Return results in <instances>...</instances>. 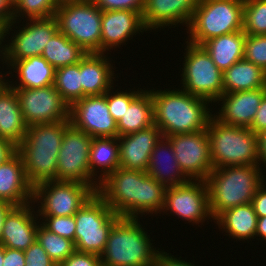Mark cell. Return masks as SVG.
<instances>
[{
	"instance_id": "obj_1",
	"label": "cell",
	"mask_w": 266,
	"mask_h": 266,
	"mask_svg": "<svg viewBox=\"0 0 266 266\" xmlns=\"http://www.w3.org/2000/svg\"><path fill=\"white\" fill-rule=\"evenodd\" d=\"M165 191L166 188L146 172L118 167L99 184L96 193L116 215L140 218L149 213L150 216L161 214Z\"/></svg>"
},
{
	"instance_id": "obj_2",
	"label": "cell",
	"mask_w": 266,
	"mask_h": 266,
	"mask_svg": "<svg viewBox=\"0 0 266 266\" xmlns=\"http://www.w3.org/2000/svg\"><path fill=\"white\" fill-rule=\"evenodd\" d=\"M169 89H150L154 123L160 128L162 135L167 137L207 129L214 112L210 109L212 103L180 88Z\"/></svg>"
},
{
	"instance_id": "obj_3",
	"label": "cell",
	"mask_w": 266,
	"mask_h": 266,
	"mask_svg": "<svg viewBox=\"0 0 266 266\" xmlns=\"http://www.w3.org/2000/svg\"><path fill=\"white\" fill-rule=\"evenodd\" d=\"M259 165H237L216 168L206 181L209 209L214 221L225 210L252 203L266 176Z\"/></svg>"
},
{
	"instance_id": "obj_4",
	"label": "cell",
	"mask_w": 266,
	"mask_h": 266,
	"mask_svg": "<svg viewBox=\"0 0 266 266\" xmlns=\"http://www.w3.org/2000/svg\"><path fill=\"white\" fill-rule=\"evenodd\" d=\"M139 220L120 217L114 223L100 256L102 266H153L160 248L152 245L155 240Z\"/></svg>"
},
{
	"instance_id": "obj_5",
	"label": "cell",
	"mask_w": 266,
	"mask_h": 266,
	"mask_svg": "<svg viewBox=\"0 0 266 266\" xmlns=\"http://www.w3.org/2000/svg\"><path fill=\"white\" fill-rule=\"evenodd\" d=\"M207 134L214 169L226 166L258 165L259 139L249 127L225 124L212 116Z\"/></svg>"
},
{
	"instance_id": "obj_6",
	"label": "cell",
	"mask_w": 266,
	"mask_h": 266,
	"mask_svg": "<svg viewBox=\"0 0 266 266\" xmlns=\"http://www.w3.org/2000/svg\"><path fill=\"white\" fill-rule=\"evenodd\" d=\"M244 0H199L187 31L188 42L202 45L224 34L243 30Z\"/></svg>"
},
{
	"instance_id": "obj_7",
	"label": "cell",
	"mask_w": 266,
	"mask_h": 266,
	"mask_svg": "<svg viewBox=\"0 0 266 266\" xmlns=\"http://www.w3.org/2000/svg\"><path fill=\"white\" fill-rule=\"evenodd\" d=\"M58 30L87 53H100L102 10L92 0L60 3Z\"/></svg>"
},
{
	"instance_id": "obj_8",
	"label": "cell",
	"mask_w": 266,
	"mask_h": 266,
	"mask_svg": "<svg viewBox=\"0 0 266 266\" xmlns=\"http://www.w3.org/2000/svg\"><path fill=\"white\" fill-rule=\"evenodd\" d=\"M75 250L101 256L108 234L120 218L108 204L95 193L75 214Z\"/></svg>"
},
{
	"instance_id": "obj_9",
	"label": "cell",
	"mask_w": 266,
	"mask_h": 266,
	"mask_svg": "<svg viewBox=\"0 0 266 266\" xmlns=\"http://www.w3.org/2000/svg\"><path fill=\"white\" fill-rule=\"evenodd\" d=\"M185 44V59L182 62L183 67L180 68V88L191 95L209 100L216 106V100L224 93L223 72L215 65L202 45L188 41Z\"/></svg>"
},
{
	"instance_id": "obj_10",
	"label": "cell",
	"mask_w": 266,
	"mask_h": 266,
	"mask_svg": "<svg viewBox=\"0 0 266 266\" xmlns=\"http://www.w3.org/2000/svg\"><path fill=\"white\" fill-rule=\"evenodd\" d=\"M25 25L17 26L18 21L11 22L4 29V40L11 35L10 40H5L3 46V63L8 69L15 61L27 59L33 56H41L45 45L58 31V23L55 16L48 18H36L23 20ZM16 24V25H15ZM16 26V27H15ZM13 27L18 30H13ZM14 31V33H10ZM16 33V34H15ZM9 36H8V35Z\"/></svg>"
},
{
	"instance_id": "obj_11",
	"label": "cell",
	"mask_w": 266,
	"mask_h": 266,
	"mask_svg": "<svg viewBox=\"0 0 266 266\" xmlns=\"http://www.w3.org/2000/svg\"><path fill=\"white\" fill-rule=\"evenodd\" d=\"M95 193L84 183L48 180L34 186L33 203L38 216H72Z\"/></svg>"
},
{
	"instance_id": "obj_12",
	"label": "cell",
	"mask_w": 266,
	"mask_h": 266,
	"mask_svg": "<svg viewBox=\"0 0 266 266\" xmlns=\"http://www.w3.org/2000/svg\"><path fill=\"white\" fill-rule=\"evenodd\" d=\"M92 137L75 128L70 122L66 125L57 159V180L79 182L90 185L96 192L99 183L90 174L89 152Z\"/></svg>"
},
{
	"instance_id": "obj_13",
	"label": "cell",
	"mask_w": 266,
	"mask_h": 266,
	"mask_svg": "<svg viewBox=\"0 0 266 266\" xmlns=\"http://www.w3.org/2000/svg\"><path fill=\"white\" fill-rule=\"evenodd\" d=\"M162 212L177 215L178 219L188 221L192 226L194 223L203 225L209 219L212 221L206 181L190 180L185 184L166 188L161 214Z\"/></svg>"
},
{
	"instance_id": "obj_14",
	"label": "cell",
	"mask_w": 266,
	"mask_h": 266,
	"mask_svg": "<svg viewBox=\"0 0 266 266\" xmlns=\"http://www.w3.org/2000/svg\"><path fill=\"white\" fill-rule=\"evenodd\" d=\"M14 89L27 126L69 120L70 107L53 85Z\"/></svg>"
},
{
	"instance_id": "obj_15",
	"label": "cell",
	"mask_w": 266,
	"mask_h": 266,
	"mask_svg": "<svg viewBox=\"0 0 266 266\" xmlns=\"http://www.w3.org/2000/svg\"><path fill=\"white\" fill-rule=\"evenodd\" d=\"M176 160L190 180H206L214 169L207 129L195 133L167 136Z\"/></svg>"
},
{
	"instance_id": "obj_16",
	"label": "cell",
	"mask_w": 266,
	"mask_h": 266,
	"mask_svg": "<svg viewBox=\"0 0 266 266\" xmlns=\"http://www.w3.org/2000/svg\"><path fill=\"white\" fill-rule=\"evenodd\" d=\"M69 121L92 138L118 137L117 122L108 110L105 94L74 102L69 108Z\"/></svg>"
},
{
	"instance_id": "obj_17",
	"label": "cell",
	"mask_w": 266,
	"mask_h": 266,
	"mask_svg": "<svg viewBox=\"0 0 266 266\" xmlns=\"http://www.w3.org/2000/svg\"><path fill=\"white\" fill-rule=\"evenodd\" d=\"M144 31L146 33L147 30L143 24L142 12L102 11L100 53L109 54L108 51L120 48L124 43L127 45L128 40Z\"/></svg>"
},
{
	"instance_id": "obj_18",
	"label": "cell",
	"mask_w": 266,
	"mask_h": 266,
	"mask_svg": "<svg viewBox=\"0 0 266 266\" xmlns=\"http://www.w3.org/2000/svg\"><path fill=\"white\" fill-rule=\"evenodd\" d=\"M35 207L31 202L14 206L7 213L0 236V243L4 247L24 251L36 241L37 228L41 222L34 211Z\"/></svg>"
},
{
	"instance_id": "obj_19",
	"label": "cell",
	"mask_w": 266,
	"mask_h": 266,
	"mask_svg": "<svg viewBox=\"0 0 266 266\" xmlns=\"http://www.w3.org/2000/svg\"><path fill=\"white\" fill-rule=\"evenodd\" d=\"M199 0H144L143 24L147 32L190 24ZM163 27V28H162Z\"/></svg>"
},
{
	"instance_id": "obj_20",
	"label": "cell",
	"mask_w": 266,
	"mask_h": 266,
	"mask_svg": "<svg viewBox=\"0 0 266 266\" xmlns=\"http://www.w3.org/2000/svg\"><path fill=\"white\" fill-rule=\"evenodd\" d=\"M162 136L160 128L155 124L137 132L118 136L120 167L146 172L151 152Z\"/></svg>"
},
{
	"instance_id": "obj_21",
	"label": "cell",
	"mask_w": 266,
	"mask_h": 266,
	"mask_svg": "<svg viewBox=\"0 0 266 266\" xmlns=\"http://www.w3.org/2000/svg\"><path fill=\"white\" fill-rule=\"evenodd\" d=\"M265 94L266 88L223 93L216 100L217 103L222 101L218 104L221 105L219 112L213 116L225 124L250 127Z\"/></svg>"
},
{
	"instance_id": "obj_22",
	"label": "cell",
	"mask_w": 266,
	"mask_h": 266,
	"mask_svg": "<svg viewBox=\"0 0 266 266\" xmlns=\"http://www.w3.org/2000/svg\"><path fill=\"white\" fill-rule=\"evenodd\" d=\"M33 185L28 181L21 156L16 152L0 164V200L13 206L33 202Z\"/></svg>"
},
{
	"instance_id": "obj_23",
	"label": "cell",
	"mask_w": 266,
	"mask_h": 266,
	"mask_svg": "<svg viewBox=\"0 0 266 266\" xmlns=\"http://www.w3.org/2000/svg\"><path fill=\"white\" fill-rule=\"evenodd\" d=\"M107 56L103 53H87L81 59L82 98L103 95L115 86V67L112 66L113 60Z\"/></svg>"
},
{
	"instance_id": "obj_24",
	"label": "cell",
	"mask_w": 266,
	"mask_h": 266,
	"mask_svg": "<svg viewBox=\"0 0 266 266\" xmlns=\"http://www.w3.org/2000/svg\"><path fill=\"white\" fill-rule=\"evenodd\" d=\"M146 173L165 188L182 185L190 179L181 170L170 141L162 136L151 152Z\"/></svg>"
},
{
	"instance_id": "obj_25",
	"label": "cell",
	"mask_w": 266,
	"mask_h": 266,
	"mask_svg": "<svg viewBox=\"0 0 266 266\" xmlns=\"http://www.w3.org/2000/svg\"><path fill=\"white\" fill-rule=\"evenodd\" d=\"M8 69V75L16 73L14 82L8 80L12 88H42L54 83L55 68L42 56L15 61Z\"/></svg>"
},
{
	"instance_id": "obj_26",
	"label": "cell",
	"mask_w": 266,
	"mask_h": 266,
	"mask_svg": "<svg viewBox=\"0 0 266 266\" xmlns=\"http://www.w3.org/2000/svg\"><path fill=\"white\" fill-rule=\"evenodd\" d=\"M60 149L17 147L28 181L33 187L43 181L57 180V159Z\"/></svg>"
},
{
	"instance_id": "obj_27",
	"label": "cell",
	"mask_w": 266,
	"mask_h": 266,
	"mask_svg": "<svg viewBox=\"0 0 266 266\" xmlns=\"http://www.w3.org/2000/svg\"><path fill=\"white\" fill-rule=\"evenodd\" d=\"M27 132L16 90L7 84L0 91V138L18 146Z\"/></svg>"
},
{
	"instance_id": "obj_28",
	"label": "cell",
	"mask_w": 266,
	"mask_h": 266,
	"mask_svg": "<svg viewBox=\"0 0 266 266\" xmlns=\"http://www.w3.org/2000/svg\"><path fill=\"white\" fill-rule=\"evenodd\" d=\"M258 217L252 203L236 206L225 210L215 220L214 223L219 230L226 232L229 238L240 241L255 239Z\"/></svg>"
},
{
	"instance_id": "obj_29",
	"label": "cell",
	"mask_w": 266,
	"mask_h": 266,
	"mask_svg": "<svg viewBox=\"0 0 266 266\" xmlns=\"http://www.w3.org/2000/svg\"><path fill=\"white\" fill-rule=\"evenodd\" d=\"M246 34L242 31L228 33L205 41L202 46L215 65L224 72L244 59Z\"/></svg>"
},
{
	"instance_id": "obj_30",
	"label": "cell",
	"mask_w": 266,
	"mask_h": 266,
	"mask_svg": "<svg viewBox=\"0 0 266 266\" xmlns=\"http://www.w3.org/2000/svg\"><path fill=\"white\" fill-rule=\"evenodd\" d=\"M119 153L118 137L92 138L89 152L90 174L99 184L120 167Z\"/></svg>"
},
{
	"instance_id": "obj_31",
	"label": "cell",
	"mask_w": 266,
	"mask_h": 266,
	"mask_svg": "<svg viewBox=\"0 0 266 266\" xmlns=\"http://www.w3.org/2000/svg\"><path fill=\"white\" fill-rule=\"evenodd\" d=\"M266 88V72L259 66L241 59L223 72L224 93Z\"/></svg>"
},
{
	"instance_id": "obj_32",
	"label": "cell",
	"mask_w": 266,
	"mask_h": 266,
	"mask_svg": "<svg viewBox=\"0 0 266 266\" xmlns=\"http://www.w3.org/2000/svg\"><path fill=\"white\" fill-rule=\"evenodd\" d=\"M154 124L151 91L145 89L130 103L117 122L118 136L137 132Z\"/></svg>"
},
{
	"instance_id": "obj_33",
	"label": "cell",
	"mask_w": 266,
	"mask_h": 266,
	"mask_svg": "<svg viewBox=\"0 0 266 266\" xmlns=\"http://www.w3.org/2000/svg\"><path fill=\"white\" fill-rule=\"evenodd\" d=\"M86 54L79 45L58 30L45 45L41 56L58 69L79 63Z\"/></svg>"
},
{
	"instance_id": "obj_34",
	"label": "cell",
	"mask_w": 266,
	"mask_h": 266,
	"mask_svg": "<svg viewBox=\"0 0 266 266\" xmlns=\"http://www.w3.org/2000/svg\"><path fill=\"white\" fill-rule=\"evenodd\" d=\"M69 120L27 126V132L17 147L60 149Z\"/></svg>"
},
{
	"instance_id": "obj_35",
	"label": "cell",
	"mask_w": 266,
	"mask_h": 266,
	"mask_svg": "<svg viewBox=\"0 0 266 266\" xmlns=\"http://www.w3.org/2000/svg\"><path fill=\"white\" fill-rule=\"evenodd\" d=\"M53 86L69 107L82 99L81 60L77 64L55 69Z\"/></svg>"
},
{
	"instance_id": "obj_36",
	"label": "cell",
	"mask_w": 266,
	"mask_h": 266,
	"mask_svg": "<svg viewBox=\"0 0 266 266\" xmlns=\"http://www.w3.org/2000/svg\"><path fill=\"white\" fill-rule=\"evenodd\" d=\"M36 240L46 250L57 266L75 251L73 241L50 232L41 223L37 228Z\"/></svg>"
},
{
	"instance_id": "obj_37",
	"label": "cell",
	"mask_w": 266,
	"mask_h": 266,
	"mask_svg": "<svg viewBox=\"0 0 266 266\" xmlns=\"http://www.w3.org/2000/svg\"><path fill=\"white\" fill-rule=\"evenodd\" d=\"M58 6L56 0H14L13 21L52 17Z\"/></svg>"
},
{
	"instance_id": "obj_38",
	"label": "cell",
	"mask_w": 266,
	"mask_h": 266,
	"mask_svg": "<svg viewBox=\"0 0 266 266\" xmlns=\"http://www.w3.org/2000/svg\"><path fill=\"white\" fill-rule=\"evenodd\" d=\"M243 32L266 35V0H244Z\"/></svg>"
},
{
	"instance_id": "obj_39",
	"label": "cell",
	"mask_w": 266,
	"mask_h": 266,
	"mask_svg": "<svg viewBox=\"0 0 266 266\" xmlns=\"http://www.w3.org/2000/svg\"><path fill=\"white\" fill-rule=\"evenodd\" d=\"M112 89H114V87H111L105 93V97L111 116L116 122H118L123 117L126 108H128L130 103L143 91V89L140 88L136 91V89L133 88V90L129 89L128 91H118L119 89L117 88L115 92Z\"/></svg>"
},
{
	"instance_id": "obj_40",
	"label": "cell",
	"mask_w": 266,
	"mask_h": 266,
	"mask_svg": "<svg viewBox=\"0 0 266 266\" xmlns=\"http://www.w3.org/2000/svg\"><path fill=\"white\" fill-rule=\"evenodd\" d=\"M244 59L266 72V35H247Z\"/></svg>"
},
{
	"instance_id": "obj_41",
	"label": "cell",
	"mask_w": 266,
	"mask_h": 266,
	"mask_svg": "<svg viewBox=\"0 0 266 266\" xmlns=\"http://www.w3.org/2000/svg\"><path fill=\"white\" fill-rule=\"evenodd\" d=\"M41 224L50 232L75 242L76 222L72 216H38Z\"/></svg>"
},
{
	"instance_id": "obj_42",
	"label": "cell",
	"mask_w": 266,
	"mask_h": 266,
	"mask_svg": "<svg viewBox=\"0 0 266 266\" xmlns=\"http://www.w3.org/2000/svg\"><path fill=\"white\" fill-rule=\"evenodd\" d=\"M24 254L25 266H57L37 240L24 250Z\"/></svg>"
},
{
	"instance_id": "obj_43",
	"label": "cell",
	"mask_w": 266,
	"mask_h": 266,
	"mask_svg": "<svg viewBox=\"0 0 266 266\" xmlns=\"http://www.w3.org/2000/svg\"><path fill=\"white\" fill-rule=\"evenodd\" d=\"M102 11L131 10L142 12L144 0H92Z\"/></svg>"
},
{
	"instance_id": "obj_44",
	"label": "cell",
	"mask_w": 266,
	"mask_h": 266,
	"mask_svg": "<svg viewBox=\"0 0 266 266\" xmlns=\"http://www.w3.org/2000/svg\"><path fill=\"white\" fill-rule=\"evenodd\" d=\"M59 266H102L101 257L91 253L74 251Z\"/></svg>"
},
{
	"instance_id": "obj_45",
	"label": "cell",
	"mask_w": 266,
	"mask_h": 266,
	"mask_svg": "<svg viewBox=\"0 0 266 266\" xmlns=\"http://www.w3.org/2000/svg\"><path fill=\"white\" fill-rule=\"evenodd\" d=\"M153 266H195L194 261L191 263L180 259L179 257H174L171 253L162 251V249L157 253Z\"/></svg>"
},
{
	"instance_id": "obj_46",
	"label": "cell",
	"mask_w": 266,
	"mask_h": 266,
	"mask_svg": "<svg viewBox=\"0 0 266 266\" xmlns=\"http://www.w3.org/2000/svg\"><path fill=\"white\" fill-rule=\"evenodd\" d=\"M252 205L258 218L266 216V180L255 192L252 199Z\"/></svg>"
},
{
	"instance_id": "obj_47",
	"label": "cell",
	"mask_w": 266,
	"mask_h": 266,
	"mask_svg": "<svg viewBox=\"0 0 266 266\" xmlns=\"http://www.w3.org/2000/svg\"><path fill=\"white\" fill-rule=\"evenodd\" d=\"M256 135L266 130V94L264 95L261 105L256 112V116L249 127Z\"/></svg>"
},
{
	"instance_id": "obj_48",
	"label": "cell",
	"mask_w": 266,
	"mask_h": 266,
	"mask_svg": "<svg viewBox=\"0 0 266 266\" xmlns=\"http://www.w3.org/2000/svg\"><path fill=\"white\" fill-rule=\"evenodd\" d=\"M25 254L23 250L5 247L3 266H25Z\"/></svg>"
},
{
	"instance_id": "obj_49",
	"label": "cell",
	"mask_w": 266,
	"mask_h": 266,
	"mask_svg": "<svg viewBox=\"0 0 266 266\" xmlns=\"http://www.w3.org/2000/svg\"><path fill=\"white\" fill-rule=\"evenodd\" d=\"M14 0H0V26L5 29L13 22Z\"/></svg>"
},
{
	"instance_id": "obj_50",
	"label": "cell",
	"mask_w": 266,
	"mask_h": 266,
	"mask_svg": "<svg viewBox=\"0 0 266 266\" xmlns=\"http://www.w3.org/2000/svg\"><path fill=\"white\" fill-rule=\"evenodd\" d=\"M17 152V146L7 139L0 138V164L5 163Z\"/></svg>"
},
{
	"instance_id": "obj_51",
	"label": "cell",
	"mask_w": 266,
	"mask_h": 266,
	"mask_svg": "<svg viewBox=\"0 0 266 266\" xmlns=\"http://www.w3.org/2000/svg\"><path fill=\"white\" fill-rule=\"evenodd\" d=\"M259 139V162L258 165L266 168V130L258 134Z\"/></svg>"
},
{
	"instance_id": "obj_52",
	"label": "cell",
	"mask_w": 266,
	"mask_h": 266,
	"mask_svg": "<svg viewBox=\"0 0 266 266\" xmlns=\"http://www.w3.org/2000/svg\"><path fill=\"white\" fill-rule=\"evenodd\" d=\"M13 207L14 206L11 205L10 203L0 200V236L4 225L5 216Z\"/></svg>"
},
{
	"instance_id": "obj_53",
	"label": "cell",
	"mask_w": 266,
	"mask_h": 266,
	"mask_svg": "<svg viewBox=\"0 0 266 266\" xmlns=\"http://www.w3.org/2000/svg\"><path fill=\"white\" fill-rule=\"evenodd\" d=\"M255 236L261 237V242H263V240H266V216L258 218Z\"/></svg>"
},
{
	"instance_id": "obj_54",
	"label": "cell",
	"mask_w": 266,
	"mask_h": 266,
	"mask_svg": "<svg viewBox=\"0 0 266 266\" xmlns=\"http://www.w3.org/2000/svg\"><path fill=\"white\" fill-rule=\"evenodd\" d=\"M4 75L7 76V78L9 77L7 71L5 74L2 73V71L0 72V91L3 90V88L8 84V80L12 77L10 76L8 79H6Z\"/></svg>"
},
{
	"instance_id": "obj_55",
	"label": "cell",
	"mask_w": 266,
	"mask_h": 266,
	"mask_svg": "<svg viewBox=\"0 0 266 266\" xmlns=\"http://www.w3.org/2000/svg\"><path fill=\"white\" fill-rule=\"evenodd\" d=\"M4 29L0 26V61L3 62Z\"/></svg>"
},
{
	"instance_id": "obj_56",
	"label": "cell",
	"mask_w": 266,
	"mask_h": 266,
	"mask_svg": "<svg viewBox=\"0 0 266 266\" xmlns=\"http://www.w3.org/2000/svg\"><path fill=\"white\" fill-rule=\"evenodd\" d=\"M5 247L0 243V266H3Z\"/></svg>"
},
{
	"instance_id": "obj_57",
	"label": "cell",
	"mask_w": 266,
	"mask_h": 266,
	"mask_svg": "<svg viewBox=\"0 0 266 266\" xmlns=\"http://www.w3.org/2000/svg\"><path fill=\"white\" fill-rule=\"evenodd\" d=\"M58 4L65 2H73V1H82V0H56Z\"/></svg>"
}]
</instances>
